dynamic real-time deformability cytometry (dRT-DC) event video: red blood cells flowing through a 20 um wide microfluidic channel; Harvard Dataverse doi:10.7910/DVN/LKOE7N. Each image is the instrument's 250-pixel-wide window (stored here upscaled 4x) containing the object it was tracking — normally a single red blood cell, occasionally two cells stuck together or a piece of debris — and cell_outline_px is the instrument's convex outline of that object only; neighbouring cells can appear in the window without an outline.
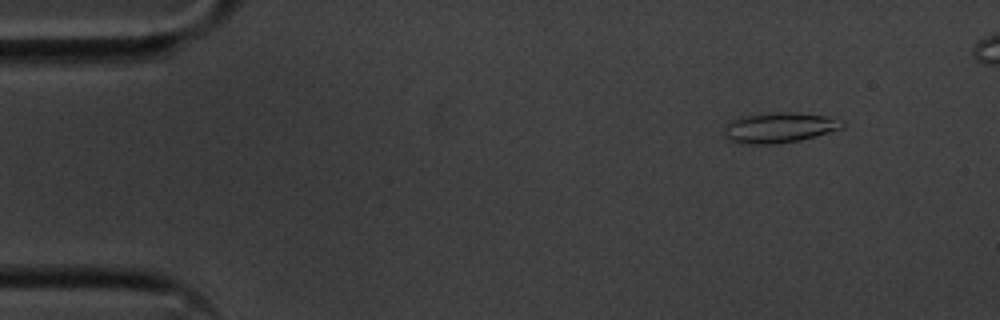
{"species": "common noctule bat (a hibernating species)", "species_latin": "Nyctalus noctula", "temperature_condition": "cold", "stored_images_in_passage": 53, "camera_frame_rate_fps": 3000, "um_per_image_px": 0.085, "animal": {"sex": "male", "body_mass_g": 20.1, "forearm_length_mm": 53.5}, "frame": {"image": 1, "passage_image": 6, "time_ms": 1.667, "image_size_px": [1000, 320], "cell_outline_px": [[844, 128], [816, 136], [800, 140], [776, 144], [748, 144], [724, 140], [724, 124], [740, 116], [776, 112], [796, 112], [828, 116], [844, 120]], "centroid_in_image_um": [66.23, 10.85], "position_along_channel_um": 18.8, "area_um2": 21.33}}
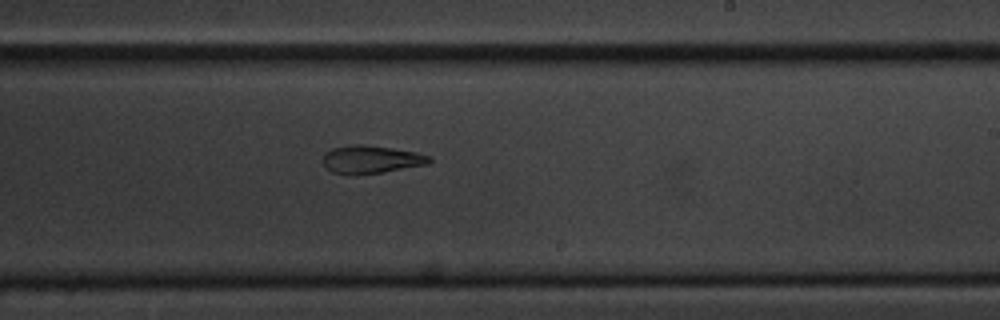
{"frame": {"image": 2, "passage_image": 33, "time_ms": 10.667, "image_size_px": [1000, 320], "cell_outline_px": [[432, 160], [428, 164], [384, 172], [352, 176], [348, 176], [332, 172], [324, 168], [324, 152], [332, 148], [352, 144], [364, 144], [416, 152], [428, 156]], "centroid_in_image_um": [31.48, 13.57], "position_along_channel_um": 257.5, "area_um2": 17.57}}
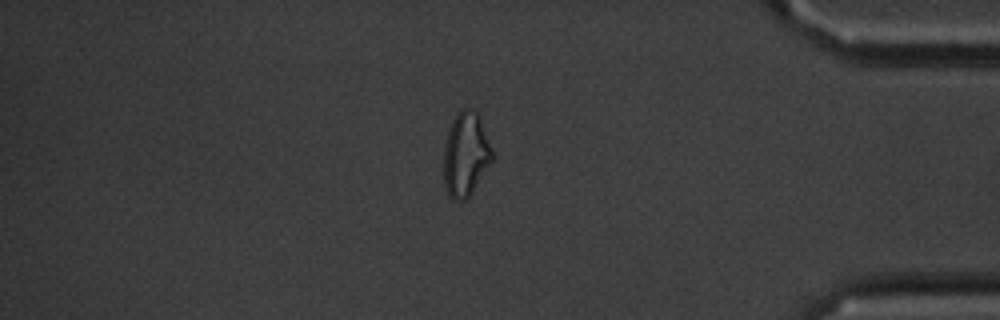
{"frame": {"image": 3, "passage_image": 47, "time_ms": 15.333, "image_size_px": [1000, 320], "cell_outline_px": [[492, 164], [472, 192], [464, 200], [452, 200], [448, 196], [444, 188], [444, 144], [448, 128], [456, 112], [460, 108], [472, 108], [480, 116], [492, 148]], "centroid_in_image_um": [39.58, 13.1], "position_along_channel_um": 395.6, "area_um2": 24.33}}